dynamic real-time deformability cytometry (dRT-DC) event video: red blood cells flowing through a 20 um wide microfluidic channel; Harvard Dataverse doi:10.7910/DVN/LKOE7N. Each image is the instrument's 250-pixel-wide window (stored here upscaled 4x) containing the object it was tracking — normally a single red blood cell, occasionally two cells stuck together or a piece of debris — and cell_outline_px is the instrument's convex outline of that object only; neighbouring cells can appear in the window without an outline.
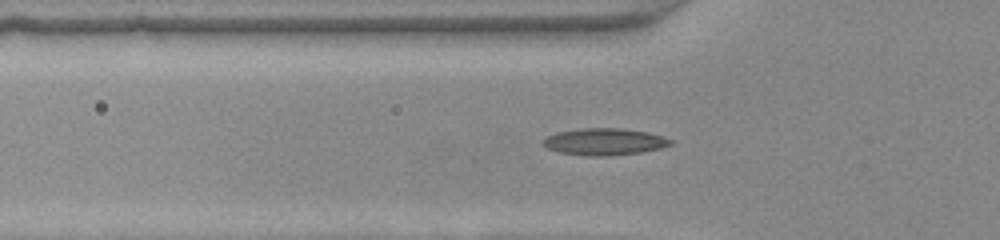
{"species": "common noctule bat (a hibernating species)", "species_latin": "Nyctalus noctula", "temperature_condition": "warm", "stored_images_in_passage": 41, "camera_frame_rate_fps": 3000, "um_per_image_px": 0.085, "animal": {"sex": "female", "body_mass_g": 22.0, "forearm_length_mm": 56.7}, "frame": {"image": 1, "passage_image": 15, "time_ms": 4.667, "image_size_px": [1000, 240], "cell_outline_px": [[672, 144], [660, 148], [640, 152], [604, 156], [588, 156], [560, 152], [548, 148], [540, 144], [540, 140], [544, 136], [556, 132], [580, 128], [624, 128], [648, 132], [672, 140]], "centroid_in_image_um": [51.29, 12.03], "position_along_channel_um": 74.5, "area_um2": 20.06}}
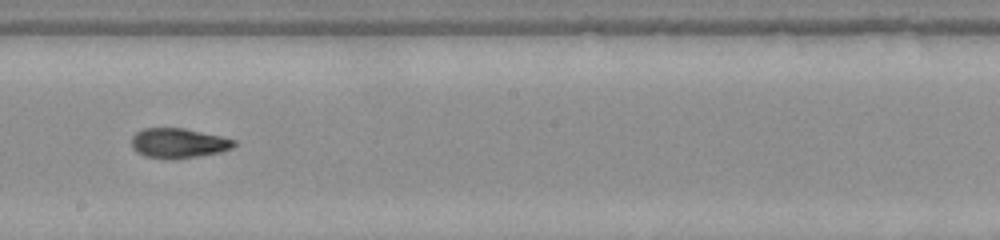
{"frame": {"image": 2, "passage_image": 26, "time_ms": 8.333, "image_size_px": [1000, 240], "cell_outline_px": [[236, 144], [232, 148], [220, 152], [176, 160], [164, 160], [144, 156], [136, 152], [132, 148], [132, 136], [136, 132], [144, 128], [184, 128], [220, 136], [236, 140]], "centroid_in_image_um": [15.14, 12.19], "position_along_channel_um": 233.1, "area_um2": 18.09}}
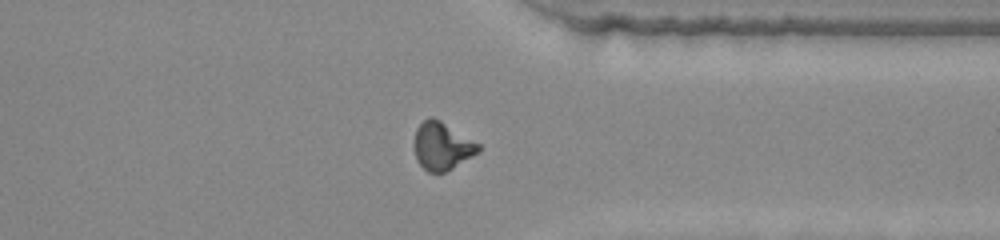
{"frame": {"image": 3, "passage_image": 36, "time_ms": 11.667, "image_size_px": [1000, 240], "cell_outline_px": [[480, 152], [452, 168], [444, 172], [428, 172], [416, 160], [416, 128], [428, 116], [432, 116], [440, 120], [480, 144]], "centroid_in_image_um": [37.6, 12.41], "position_along_channel_um": 373.8, "area_um2": 17.57}}